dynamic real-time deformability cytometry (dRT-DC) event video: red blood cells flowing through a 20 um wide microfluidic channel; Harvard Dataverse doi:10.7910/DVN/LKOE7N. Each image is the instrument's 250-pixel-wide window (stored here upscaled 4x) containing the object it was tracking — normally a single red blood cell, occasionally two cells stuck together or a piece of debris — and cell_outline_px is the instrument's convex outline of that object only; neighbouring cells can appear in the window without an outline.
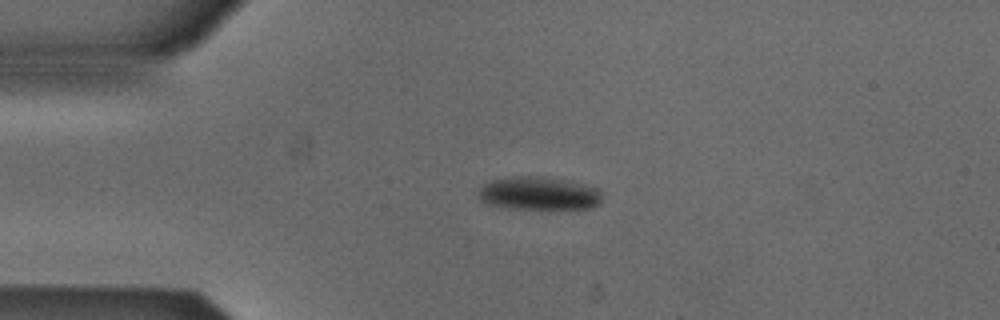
{"species": "Egyptian fruit bat (a non-hibernating species)", "species_latin": "Rousettus aegyptiacus", "temperature_condition": "cold", "stored_images_in_passage": 42, "camera_frame_rate_fps": 3000, "um_per_image_px": 0.085, "animal": {"sex": "male"}, "frame": {"image": 1, "passage_image": 1, "time_ms": 0.0, "image_size_px": [1000, 320], "cell_outline_px": [[600, 200], [592, 208], [500, 208], [488, 204], [480, 200], [480, 188], [484, 184], [492, 180], [520, 176], [556, 180], [580, 184], [596, 188], [600, 192]], "centroid_in_image_um": [45.73, 16.47], "position_along_channel_um": 39.3, "area_um2": 22.83}}
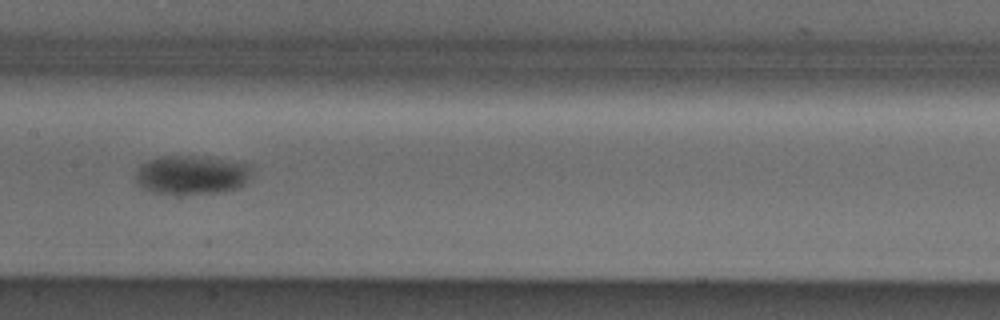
{"frame": {"image": 2, "passage_image": 15, "time_ms": 4.667, "image_size_px": [1000, 320], "cell_outline_px": [[252, 164], [248, 176], [244, 184], [240, 188], [220, 192], [164, 196], [152, 192], [136, 184], [136, 172], [140, 164], [148, 160], [160, 156], [208, 156]], "centroid_in_image_um": [16.25, 14.88], "position_along_channel_um": 191.1, "area_um2": 27.11}}
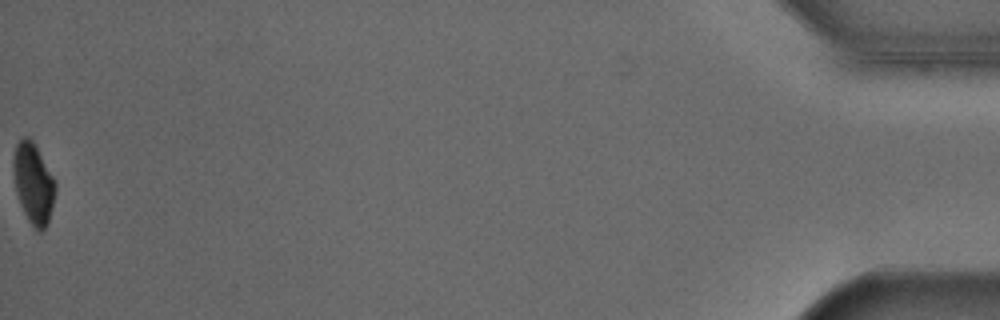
{"frame": {"image": 3, "passage_image": 42, "time_ms": 13.667, "image_size_px": [1000, 320], "cell_outline_px": [[56, 188], [48, 220], [44, 228], [40, 232], [28, 220], [20, 204], [16, 192], [12, 164], [16, 144], [24, 136], [28, 136], [32, 140], [52, 176], [56, 184]], "centroid_in_image_um": [2.81, 15.56], "position_along_channel_um": 432.4, "area_um2": 19.13}, "authors_computed_cell_mechanics": {"area_um2": 24.9985, "velocity_mm_per_s": 3.8632, "shape_relaxation_time_tau1_ms": 2.9504, "shape_relaxation_time_tau2_ms": null, "deformation_change_tau1": 0.1004, "deformation_change_tau2": null}}